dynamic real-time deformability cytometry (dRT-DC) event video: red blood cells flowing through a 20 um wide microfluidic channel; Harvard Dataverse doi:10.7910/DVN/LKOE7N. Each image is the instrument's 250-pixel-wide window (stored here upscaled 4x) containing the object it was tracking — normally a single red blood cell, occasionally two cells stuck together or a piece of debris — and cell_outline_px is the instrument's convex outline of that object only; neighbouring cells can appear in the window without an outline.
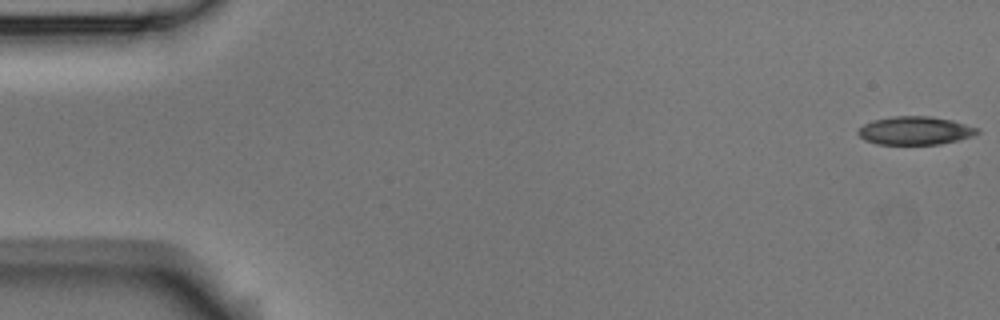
{"species": "Egyptian fruit bat (a non-hibernating species)", "species_latin": "Rousettus aegyptiacus", "temperature_condition": "room temperature", "stored_images_in_passage": 56, "camera_frame_rate_fps": 3000, "um_per_image_px": 0.085, "animal": {"sex": "male"}, "frame": {"image": 1, "passage_image": 1, "time_ms": 0.0, "image_size_px": [1000, 320], "cell_outline_px": [[980, 132], [976, 136], [960, 140], [940, 144], [876, 144], [864, 140], [856, 132], [864, 124], [872, 120], [892, 116], [932, 116], [952, 120], [980, 128]], "centroid_in_image_um": [77.83, 11.1], "position_along_channel_um": 7.2, "area_um2": 19.94}}
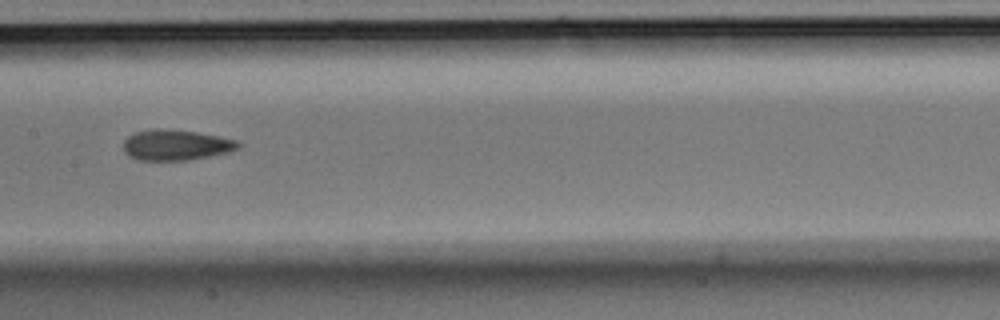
{"frame": {"image": 2, "passage_image": 28, "time_ms": 9.0, "image_size_px": [1000, 320], "cell_outline_px": [[240, 144], [236, 148], [228, 152], [208, 156], [184, 160], [140, 160], [128, 156], [124, 152], [124, 140], [128, 136], [136, 132], [156, 128], [196, 132], [236, 140]], "centroid_in_image_um": [14.89, 12.32], "position_along_channel_um": 192.5, "area_um2": 20.06}}
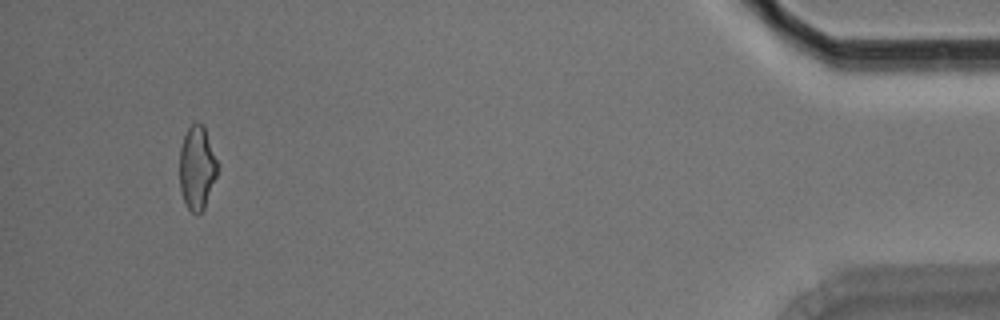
{"frame": {"image": 3, "passage_image": 53, "time_ms": 17.333, "image_size_px": [1000, 320], "cell_outline_px": [[220, 164], [216, 176], [204, 208], [196, 216], [188, 208], [184, 200], [180, 188], [180, 148], [184, 136], [188, 128], [196, 120], [204, 124]], "centroid_in_image_um": [16.77, 14.2], "position_along_channel_um": 418.4, "area_um2": 18.79}, "authors_computed_cell_mechanics": {"area_um2": 20.0855, "velocity_mm_per_s": 3.5869, "shape_relaxation_time_tau1_ms": 7.3407, "shape_relaxation_time_tau2_ms": 2.8894, "deformation_change_tau1": 0.1397, "deformation_change_tau2": 0.1142}}